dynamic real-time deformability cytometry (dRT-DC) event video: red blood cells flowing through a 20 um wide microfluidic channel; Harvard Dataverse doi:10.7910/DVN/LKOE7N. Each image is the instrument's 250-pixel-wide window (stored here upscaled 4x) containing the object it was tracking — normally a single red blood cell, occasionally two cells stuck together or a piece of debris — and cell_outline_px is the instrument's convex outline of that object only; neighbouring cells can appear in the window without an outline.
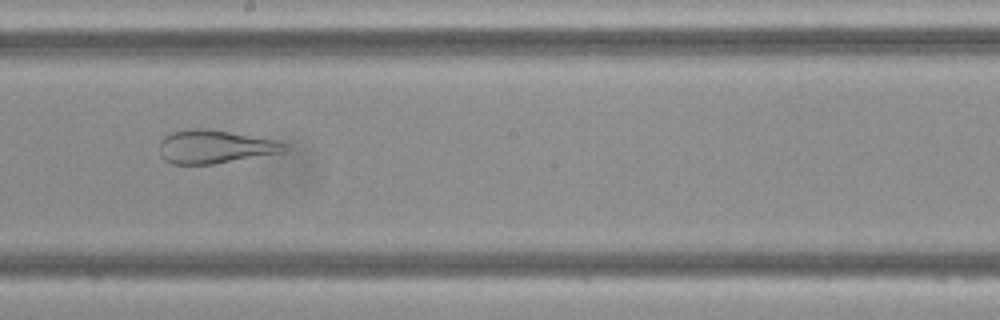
{"species": "Egyptian fruit bat (a non-hibernating species)", "species_latin": "Rousettus aegyptiacus", "temperature_condition": "cold", "stored_images_in_passage": 49, "camera_frame_rate_fps": 3000, "um_per_image_px": 0.085, "frame": {"image": 1, "passage_image": 27, "time_ms": 8.667, "image_size_px": [1000, 320], "cell_outline_px": [[288, 148], [284, 152], [212, 164], [172, 164], [164, 160], [160, 156], [160, 140], [164, 136], [172, 132], [196, 128], [208, 128], [272, 140], [288, 144]], "centroid_in_image_um": [18.22, 12.48], "position_along_channel_um": 230.0, "area_um2": 24.1}}
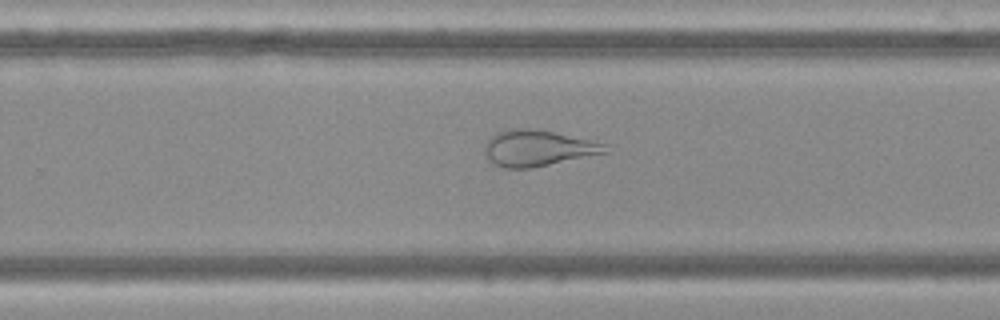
{"frame": {"image": 2, "passage_image": 31, "time_ms": 10.0, "image_size_px": [1000, 320], "cell_outline_px": [[608, 152], [532, 168], [504, 168], [492, 164], [488, 160], [484, 152], [484, 144], [496, 132], [516, 128], [528, 128], [552, 132], [608, 144]], "centroid_in_image_um": [45.67, 12.6], "position_along_channel_um": 284.1, "area_um2": 25.2}}
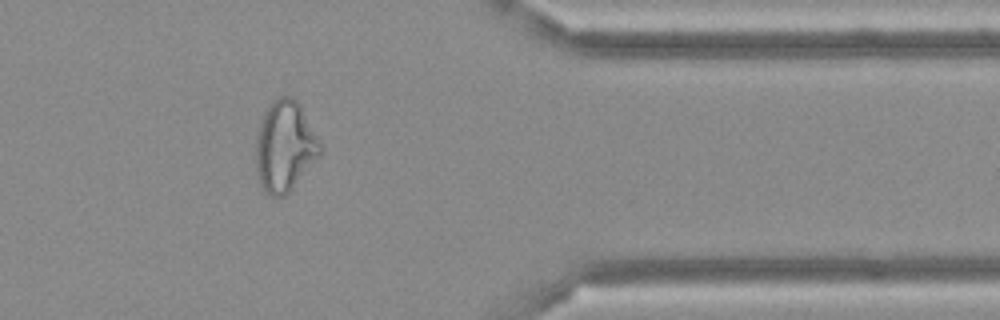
{"frame": {"image": 3, "passage_image": 40, "time_ms": 13.0, "image_size_px": [1000, 320], "cell_outline_px": [[324, 152], [292, 188], [284, 196], [268, 196], [264, 192], [256, 180], [256, 132], [264, 112], [272, 100], [280, 96], [292, 96], [300, 104], [320, 140], [324, 148]], "centroid_in_image_um": [24.21, 12.45], "position_along_channel_um": 387.2, "area_um2": 34.68}}